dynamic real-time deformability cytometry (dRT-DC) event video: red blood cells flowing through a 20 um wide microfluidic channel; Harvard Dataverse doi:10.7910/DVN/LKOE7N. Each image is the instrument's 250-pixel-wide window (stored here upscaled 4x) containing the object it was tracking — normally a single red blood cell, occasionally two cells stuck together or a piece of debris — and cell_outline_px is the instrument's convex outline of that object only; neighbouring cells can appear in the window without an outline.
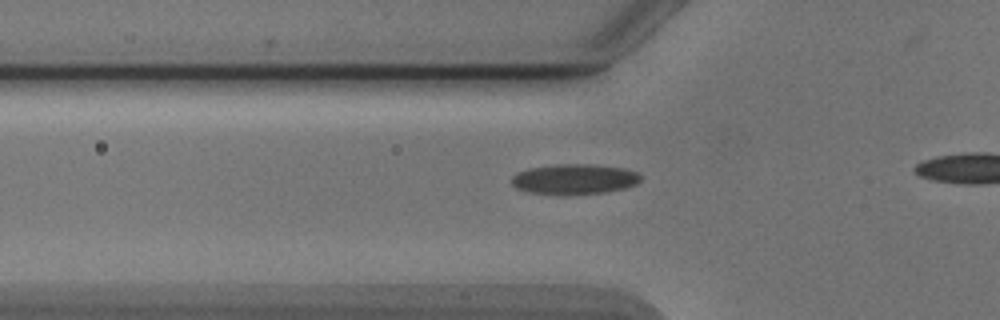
{"species": "Egyptian fruit bat (a non-hibernating species)", "species_latin": "Rousettus aegyptiacus", "temperature_condition": "cold", "stored_images_in_passage": 15, "camera_frame_rate_fps": 3000, "um_per_image_px": 0.085, "animal": {"sex": "male"}, "frame": {"image": 1, "passage_image": 6, "time_ms": 1.667, "image_size_px": [1000, 320], "cell_outline_px": [[640, 180], [636, 184], [624, 188], [604, 192], [568, 196], [560, 196], [528, 192], [516, 188], [512, 184], [512, 176], [516, 172], [532, 168], [556, 164], [588, 164], [624, 168], [636, 172], [640, 176]], "centroid_in_image_um": [48.78, 15.25], "position_along_channel_um": 77.0, "area_um2": 23.0}}
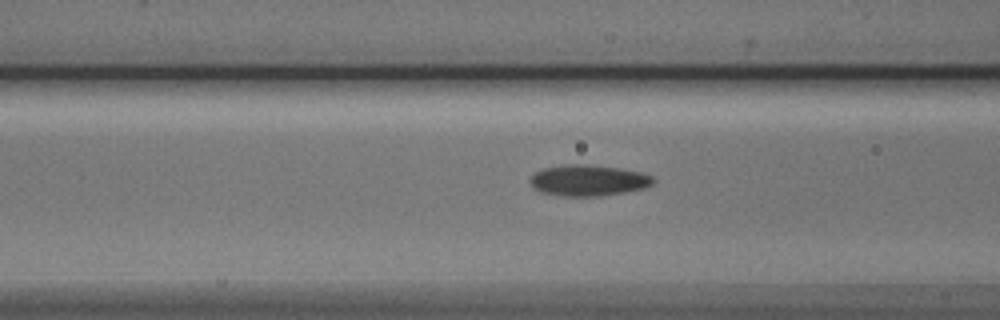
{"frame": {"image": 2, "passage_image": 9, "time_ms": 2.667, "image_size_px": [1000, 320], "cell_outline_px": [[656, 180], [652, 184], [644, 188], [624, 192], [600, 196], [564, 196], [540, 192], [532, 188], [532, 176], [536, 172], [544, 168], [572, 164], [580, 164], [620, 168], [640, 172], [652, 176]], "centroid_in_image_um": [50.03, 15.34], "position_along_channel_um": 116.6, "area_um2": 22.02}}
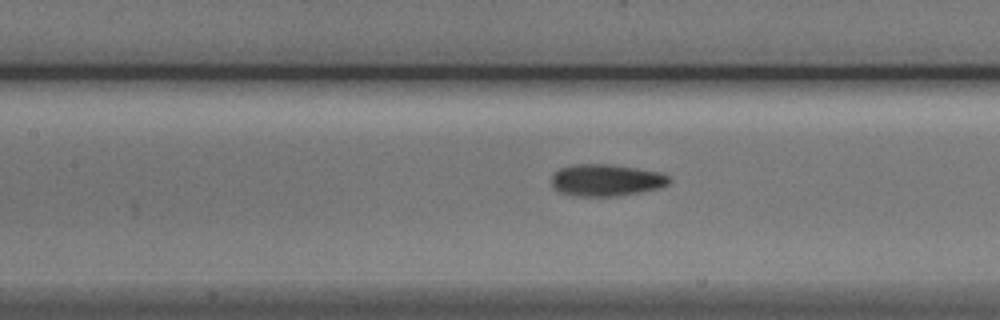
{"frame": {"image": 3, "passage_image": 12, "time_ms": 3.667, "image_size_px": [1000, 320], "cell_outline_px": [[672, 180], [668, 184], [660, 188], [640, 192], [616, 196], [572, 196], [560, 192], [552, 188], [552, 176], [560, 168], [576, 164], [608, 164], [636, 168], [660, 172], [668, 176]], "centroid_in_image_um": [51.52, 15.32], "position_along_channel_um": 155.9, "area_um2": 21.91}}